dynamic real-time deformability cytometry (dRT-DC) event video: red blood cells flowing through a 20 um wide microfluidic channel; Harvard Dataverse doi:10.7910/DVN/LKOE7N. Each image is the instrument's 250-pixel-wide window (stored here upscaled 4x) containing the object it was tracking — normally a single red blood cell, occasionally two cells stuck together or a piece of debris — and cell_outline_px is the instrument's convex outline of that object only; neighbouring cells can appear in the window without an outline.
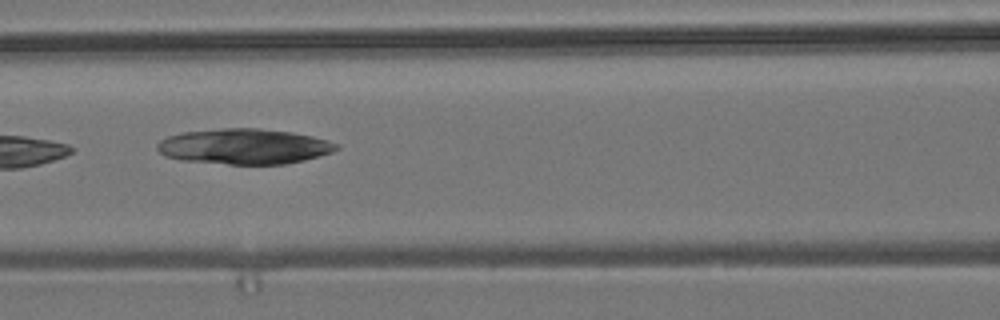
{"species": "common noctule bat (a hibernating species)", "species_latin": "Nyctalus noctula", "temperature_condition": "room temperature", "stored_images_in_passage": 6, "camera_frame_rate_fps": 3000, "um_per_image_px": 0.085, "animal": {"sex": "male", "body_mass_g": 19.2, "forearm_length_mm": 51.8}, "frame": {"image": 1, "passage_image": 6, "time_ms": 5.667, "image_size_px": [1000, 320], "cell_outline_px": [[340, 148], [332, 152], [304, 160], [284, 164], [228, 164], [180, 160], [164, 156], [156, 148], [156, 144], [160, 140], [168, 136], [184, 132], [224, 128], [260, 128], [292, 132], [312, 136], [328, 140], [340, 144]], "centroid_in_image_um": [20.76, 12.44], "position_along_channel_um": 145.8, "area_um2": 37.11}}